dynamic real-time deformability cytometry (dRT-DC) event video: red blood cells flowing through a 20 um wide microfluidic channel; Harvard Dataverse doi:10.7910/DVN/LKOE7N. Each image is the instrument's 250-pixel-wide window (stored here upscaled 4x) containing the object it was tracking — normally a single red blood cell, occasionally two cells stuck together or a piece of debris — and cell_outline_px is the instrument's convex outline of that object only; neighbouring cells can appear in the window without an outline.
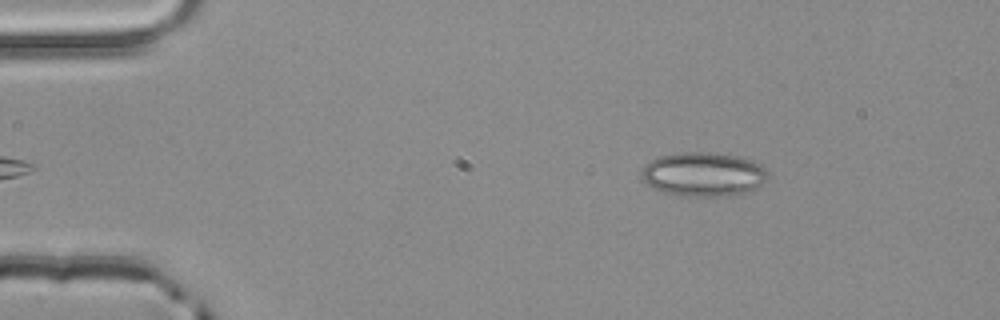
{"species": "common noctule bat (a hibernating species)", "species_latin": "Nyctalus noctula", "temperature_condition": "room temperature", "stored_images_in_passage": 4, "camera_frame_rate_fps": 3000, "um_per_image_px": 0.085, "animal": {"sex": "male", "body_mass_g": 20.4}, "frame": {"image": 1, "passage_image": 4, "time_ms": 1.0, "image_size_px": [1000, 320], "cell_outline_px": [[768, 176], [756, 188], [732, 196], [676, 196], [652, 188], [644, 180], [640, 172], [644, 164], [656, 156], [680, 152], [708, 152], [736, 156], [752, 160], [760, 164], [768, 172]], "centroid_in_image_um": [59.74, 14.81], "position_along_channel_um": 25.3, "area_um2": 32.71}}